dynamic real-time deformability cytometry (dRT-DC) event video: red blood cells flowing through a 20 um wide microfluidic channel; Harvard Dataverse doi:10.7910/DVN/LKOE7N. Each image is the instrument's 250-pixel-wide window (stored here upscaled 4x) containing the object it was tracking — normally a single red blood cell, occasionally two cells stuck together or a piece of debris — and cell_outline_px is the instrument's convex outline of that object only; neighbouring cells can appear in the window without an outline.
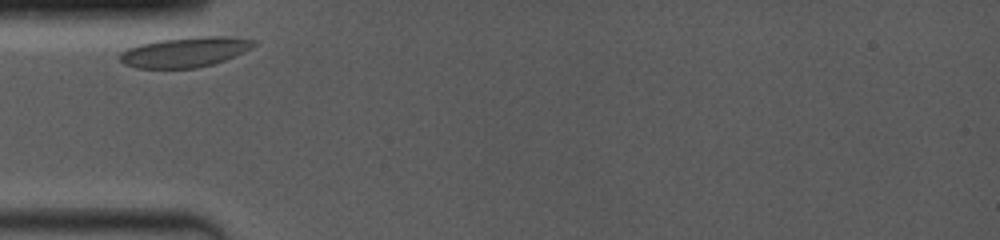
{"species": "common noctule bat (a hibernating species)", "species_latin": "Nyctalus noctula", "temperature_condition": "room temperature", "stored_images_in_passage": 40, "camera_frame_rate_fps": 4000, "um_per_image_px": 0.085, "animal": {"sex": "female", "body_mass_g": 19.0, "forearm_length_mm": 53.3}, "frame": {"image": 1, "passage_image": 1, "time_ms": 0.0, "image_size_px": [1000, 240], "cell_outline_px": [[256, 44], [252, 48], [236, 56], [212, 64], [196, 68], [136, 68], [124, 64], [120, 60], [120, 52], [128, 48], [140, 44], [160, 40], [200, 36], [228, 36], [256, 40]], "centroid_in_image_um": [15.75, 4.42], "position_along_channel_um": 69.3, "area_um2": 23.47}}
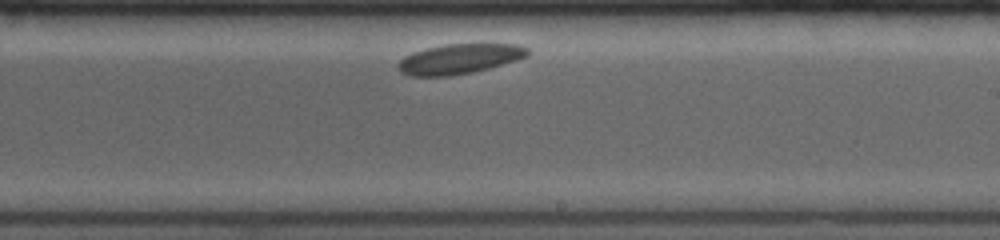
{"frame": {"image": 2, "passage_image": 24, "time_ms": 5.25, "image_size_px": [1000, 240], "cell_outline_px": [[528, 56], [516, 60], [488, 68], [472, 72], [452, 76], [412, 76], [400, 72], [396, 68], [396, 64], [404, 56], [412, 52], [424, 48], [444, 44], [520, 44], [528, 48]], "centroid_in_image_um": [38.99, 5.0], "position_along_channel_um": 250.0, "area_um2": 22.77}}
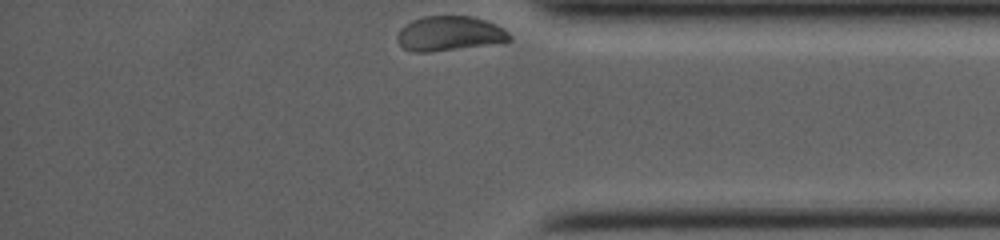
{"frame": {"image": 3, "passage_image": 40, "time_ms": 9.5, "image_size_px": [1000, 240], "cell_outline_px": [[512, 40], [504, 44], [428, 52], [412, 52], [404, 48], [396, 40], [396, 36], [400, 28], [412, 20], [424, 16], [472, 16], [496, 24], [508, 32], [512, 36]], "centroid_in_image_um": [38.25, 2.87], "position_along_channel_um": 396.9, "area_um2": 23.24}}